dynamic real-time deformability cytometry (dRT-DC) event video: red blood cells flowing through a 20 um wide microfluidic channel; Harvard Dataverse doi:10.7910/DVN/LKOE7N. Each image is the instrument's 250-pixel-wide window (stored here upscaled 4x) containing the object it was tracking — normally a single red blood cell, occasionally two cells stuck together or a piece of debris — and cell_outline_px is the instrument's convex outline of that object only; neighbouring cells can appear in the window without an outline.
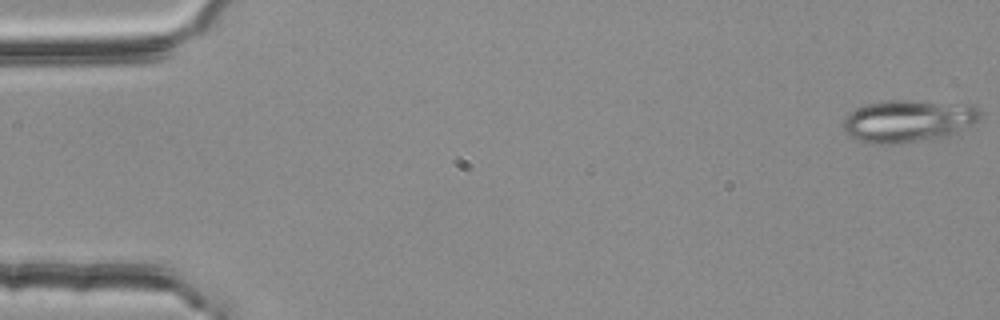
{"species": "common noctule bat (a hibernating species)", "species_latin": "Nyctalus noctula", "temperature_condition": "room temperature", "stored_images_in_passage": 5, "camera_frame_rate_fps": 3000, "um_per_image_px": 0.085, "animal": {"sex": "female", "body_mass_g": 25.1}, "frame": {"image": 1, "passage_image": 1, "time_ms": 0.0, "image_size_px": [1000, 320], "cell_outline_px": [[980, 120], [960, 132], [952, 136], [936, 140], [892, 144], [876, 144], [860, 140], [844, 132], [844, 120], [852, 112], [864, 104], [884, 100], [912, 100], [976, 104], [980, 108]], "centroid_in_image_um": [77.32, 10.28], "position_along_channel_um": 7.7, "area_um2": 34.56}}
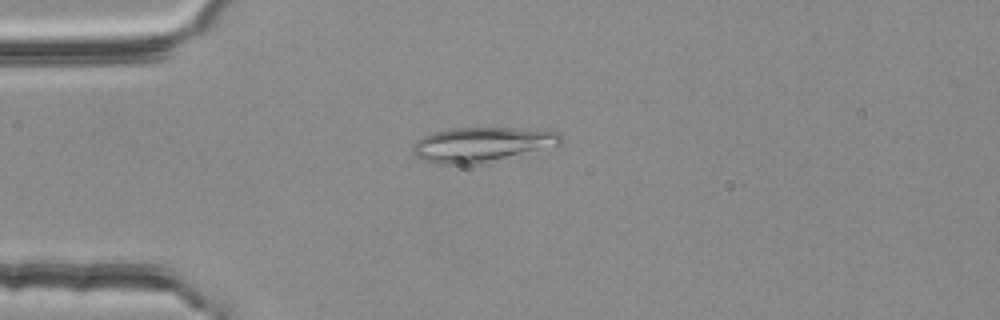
{"frame": {"image": 2, "passage_image": 4, "time_ms": 1.0, "image_size_px": [1000, 320], "cell_outline_px": [[560, 144], [472, 164], [440, 164], [424, 160], [416, 156], [412, 148], [412, 144], [416, 140], [432, 132], [452, 128], [544, 128], [560, 132]], "centroid_in_image_um": [40.91, 12.24], "position_along_channel_um": 44.1, "area_um2": 29.36}}